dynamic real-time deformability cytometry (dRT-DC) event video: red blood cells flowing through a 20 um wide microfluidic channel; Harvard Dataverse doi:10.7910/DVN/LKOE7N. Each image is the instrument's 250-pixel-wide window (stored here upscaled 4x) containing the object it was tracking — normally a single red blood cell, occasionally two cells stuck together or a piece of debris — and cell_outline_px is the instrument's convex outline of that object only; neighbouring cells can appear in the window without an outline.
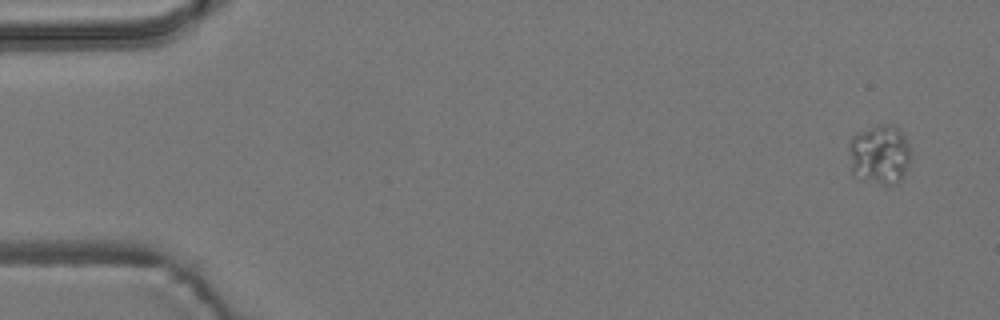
{"species": "common noctule bat (a hibernating species)", "species_latin": "Nyctalus noctula", "temperature_condition": "room temperature", "stored_images_in_passage": 4, "camera_frame_rate_fps": 3000, "um_per_image_px": 0.085, "animal": {"sex": "male", "body_mass_g": 19.2, "forearm_length_mm": 51.8}, "frame": {"image": 1, "passage_image": 1, "time_ms": 0.0, "image_size_px": [1000, 320], "cell_outline_px": [[912, 156], [908, 168], [900, 180], [896, 184], [876, 184], [852, 172], [848, 148], [848, 140], [856, 132], [880, 124], [884, 124], [896, 128], [904, 136], [912, 152]], "centroid_in_image_um": [74.77, 13.12], "position_along_channel_um": 10.2, "area_um2": 21.56}}
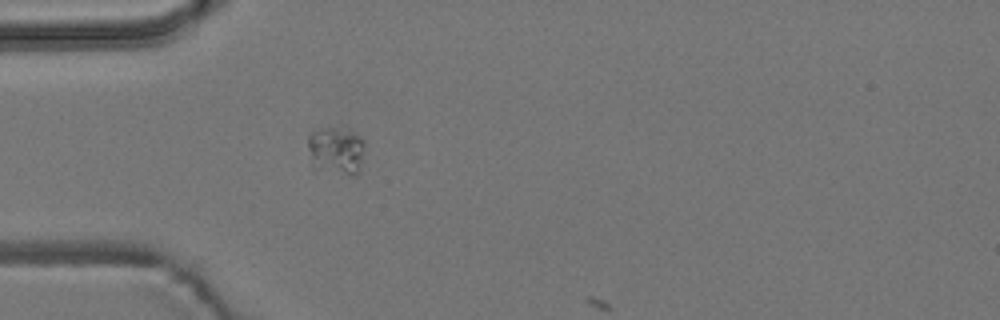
{"frame": {"image": 2, "passage_image": 4, "time_ms": 1.0, "image_size_px": [1000, 320], "cell_outline_px": [[364, 148], [356, 172], [352, 176], [320, 168], [312, 156], [308, 148], [308, 136], [312, 132], [328, 128], [348, 128], [360, 136], [364, 140]], "centroid_in_image_um": [28.62, 12.72], "position_along_channel_um": 56.4, "area_um2": 14.97}}